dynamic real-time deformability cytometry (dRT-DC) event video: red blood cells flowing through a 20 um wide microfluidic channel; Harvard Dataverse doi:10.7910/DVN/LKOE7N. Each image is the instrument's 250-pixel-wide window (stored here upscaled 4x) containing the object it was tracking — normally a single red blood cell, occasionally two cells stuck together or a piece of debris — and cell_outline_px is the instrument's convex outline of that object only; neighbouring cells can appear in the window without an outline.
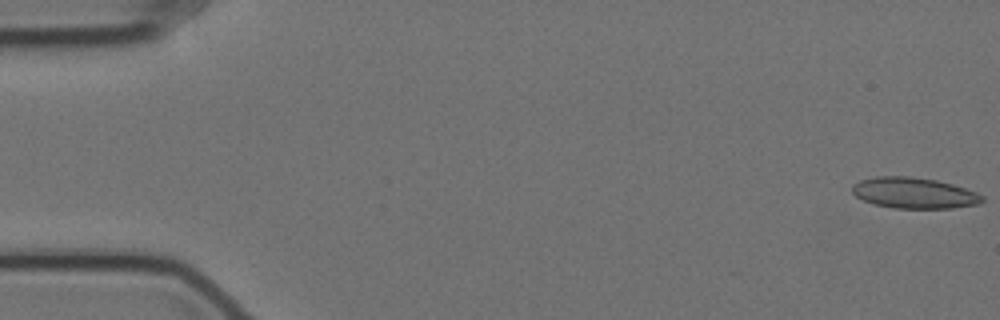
{"species": "Egyptian fruit bat (a non-hibernating species)", "species_latin": "Rousettus aegyptiacus", "temperature_condition": "cold", "stored_images_in_passage": 9, "camera_frame_rate_fps": 3000, "um_per_image_px": 0.085, "animal": {"sex": "female"}, "frame": {"image": 1, "passage_image": 1, "time_ms": 0.0, "image_size_px": [1000, 320], "cell_outline_px": [[984, 200], [980, 204], [952, 208], [892, 208], [872, 204], [856, 196], [852, 192], [852, 184], [860, 180], [876, 176], [908, 176], [936, 180], [952, 184], [976, 192], [984, 196]], "centroid_in_image_um": [77.69, 16.4], "position_along_channel_um": 7.3, "area_um2": 23.52}}